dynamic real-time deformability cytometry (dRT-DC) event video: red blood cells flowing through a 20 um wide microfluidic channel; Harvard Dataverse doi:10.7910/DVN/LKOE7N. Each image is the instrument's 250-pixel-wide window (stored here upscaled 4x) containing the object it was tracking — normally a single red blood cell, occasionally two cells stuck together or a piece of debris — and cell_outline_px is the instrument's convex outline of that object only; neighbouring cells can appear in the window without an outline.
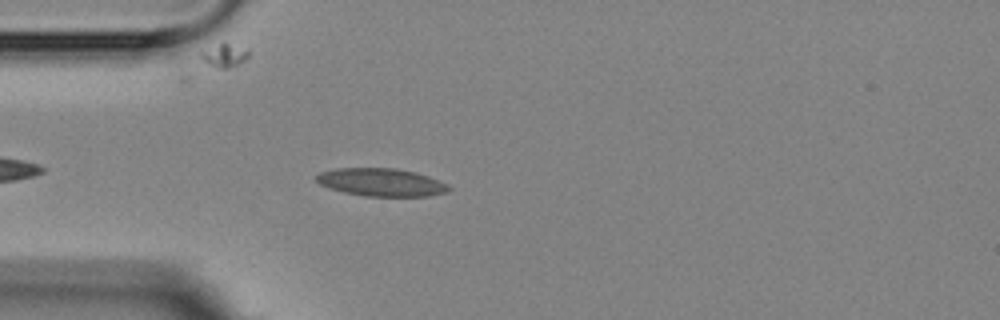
{"species": "Egyptian fruit bat (a non-hibernating species)", "species_latin": "Rousettus aegyptiacus", "temperature_condition": "room temperature", "stored_images_in_passage": 2, "camera_frame_rate_fps": 3000, "um_per_image_px": 0.085, "animal": {"sex": "female"}, "frame": {"image": 1, "passage_image": 2, "time_ms": 1.333, "image_size_px": [1000, 320], "cell_outline_px": [[452, 188], [444, 192], [428, 196], [364, 196], [344, 192], [320, 184], [316, 180], [316, 176], [320, 172], [336, 168], [396, 168], [416, 172], [448, 184]], "centroid_in_image_um": [32.41, 15.49], "position_along_channel_um": 52.6, "area_um2": 21.33}}